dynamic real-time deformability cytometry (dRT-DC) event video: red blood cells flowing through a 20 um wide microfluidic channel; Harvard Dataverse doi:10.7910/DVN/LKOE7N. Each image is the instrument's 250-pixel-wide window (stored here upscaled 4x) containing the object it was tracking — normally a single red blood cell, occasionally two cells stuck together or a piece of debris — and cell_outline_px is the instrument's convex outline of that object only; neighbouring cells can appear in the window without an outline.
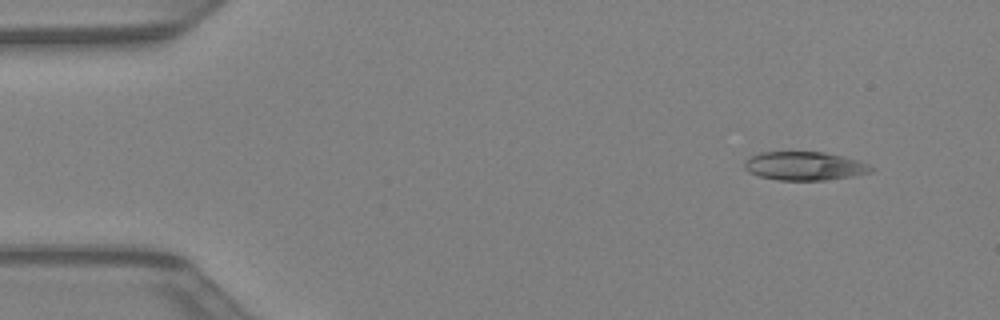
{"species": "Egyptian fruit bat (a non-hibernating species)", "species_latin": "Rousettus aegyptiacus", "temperature_condition": "warm", "stored_images_in_passage": 39, "camera_frame_rate_fps": 3000, "um_per_image_px": 0.085, "animal": {"sex": "female"}, "frame": {"image": 1, "passage_image": 1, "time_ms": 0.0, "image_size_px": [1000, 320], "cell_outline_px": [[876, 168], [872, 172], [852, 176], [828, 180], [776, 180], [760, 176], [748, 172], [744, 168], [744, 160], [748, 156], [760, 152], [824, 152], [856, 160], [868, 164]], "centroid_in_image_um": [68.35, 14.11], "position_along_channel_um": 16.7, "area_um2": 21.21}}
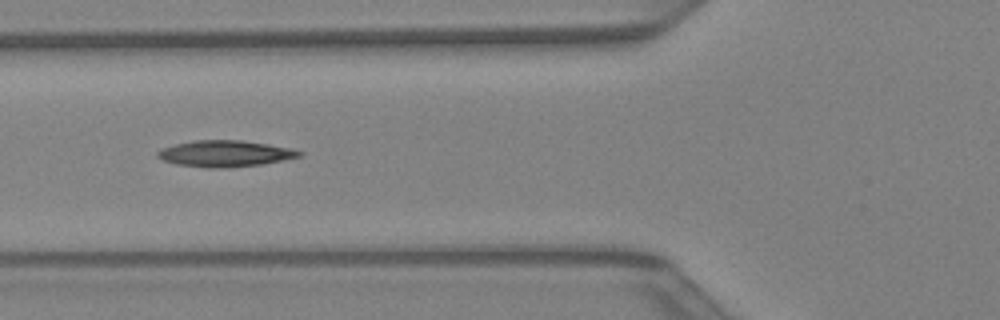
{"frame": {"image": 2, "passage_image": 13, "time_ms": 4.0, "image_size_px": [1000, 320], "cell_outline_px": [[304, 152], [300, 156], [260, 164], [220, 168], [208, 168], [176, 164], [164, 160], [156, 156], [156, 152], [164, 148], [176, 144], [196, 140], [240, 140], [268, 144], [292, 148]], "centroid_in_image_um": [19.12, 13.05], "position_along_channel_um": 106.7, "area_um2": 21.39}}
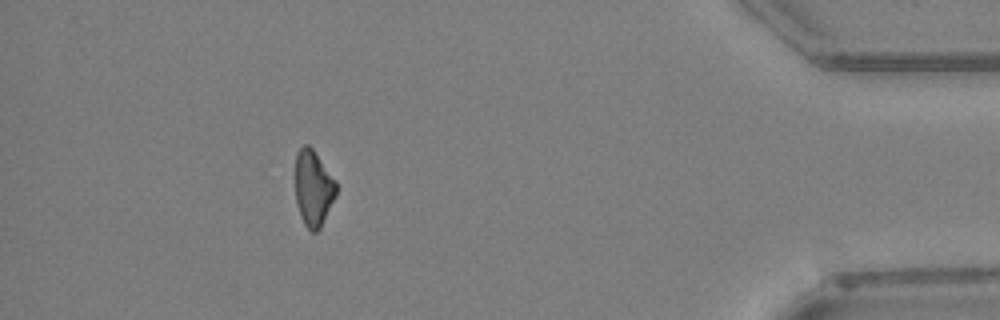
{"frame": {"image": 3, "passage_image": 35, "time_ms": 11.333, "image_size_px": [1000, 320], "cell_outline_px": [[336, 196], [320, 228], [316, 232], [312, 232], [304, 224], [300, 216], [296, 204], [296, 152], [304, 144], [308, 144], [312, 148], [336, 180]], "centroid_in_image_um": [26.63, 15.99], "position_along_channel_um": 408.6, "area_um2": 18.09}}